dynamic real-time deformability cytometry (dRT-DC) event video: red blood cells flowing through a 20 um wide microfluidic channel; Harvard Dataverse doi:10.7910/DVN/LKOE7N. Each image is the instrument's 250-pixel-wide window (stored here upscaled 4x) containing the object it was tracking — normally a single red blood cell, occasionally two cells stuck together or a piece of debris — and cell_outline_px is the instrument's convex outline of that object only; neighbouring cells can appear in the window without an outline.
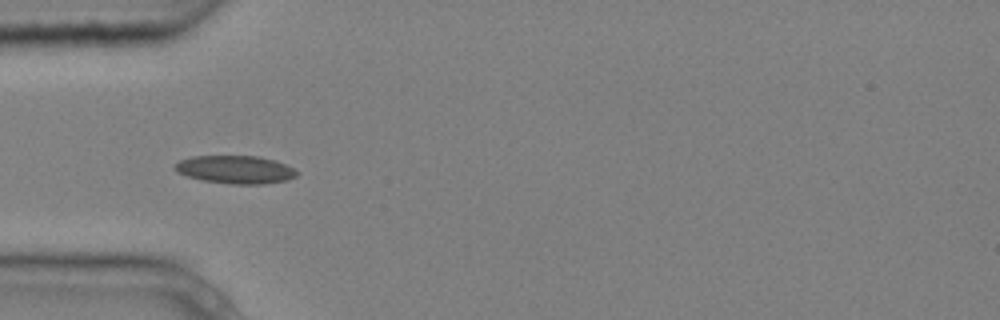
{"species": "common noctule bat (a hibernating species)", "species_latin": "Nyctalus noctula", "temperature_condition": "cold", "stored_images_in_passage": 5, "camera_frame_rate_fps": 3000, "um_per_image_px": 0.085, "animal": {"sex": "male", "body_mass_g": 20.4}, "frame": {"image": 1, "passage_image": 4, "time_ms": 1.0, "image_size_px": [1000, 320], "cell_outline_px": [[300, 172], [296, 176], [288, 180], [264, 184], [232, 184], [200, 180], [176, 172], [172, 168], [180, 160], [192, 156], [256, 156], [272, 160], [284, 164]], "centroid_in_image_um": [19.98, 14.42], "position_along_channel_um": 65.0, "area_um2": 19.88}}
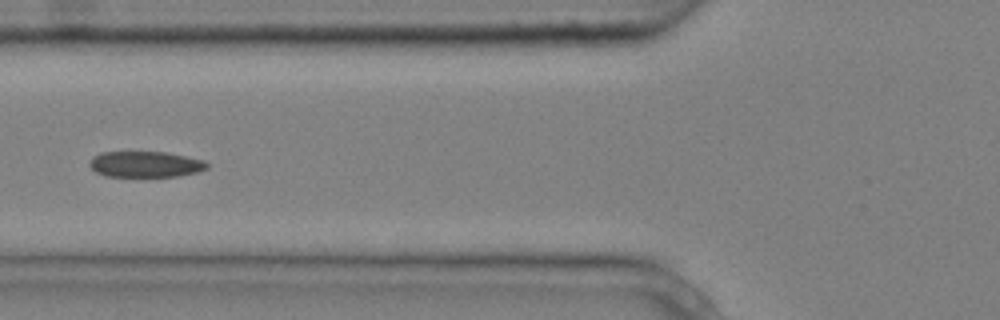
{"frame": {"image": 2, "passage_image": 5, "time_ms": 1.333, "image_size_px": [1000, 320], "cell_outline_px": [[208, 168], [196, 172], [180, 176], [104, 176], [96, 172], [88, 164], [88, 160], [92, 156], [100, 152], [164, 152], [204, 160], [208, 164]], "centroid_in_image_um": [12.31, 13.96], "position_along_channel_um": 113.5, "area_um2": 17.74}}